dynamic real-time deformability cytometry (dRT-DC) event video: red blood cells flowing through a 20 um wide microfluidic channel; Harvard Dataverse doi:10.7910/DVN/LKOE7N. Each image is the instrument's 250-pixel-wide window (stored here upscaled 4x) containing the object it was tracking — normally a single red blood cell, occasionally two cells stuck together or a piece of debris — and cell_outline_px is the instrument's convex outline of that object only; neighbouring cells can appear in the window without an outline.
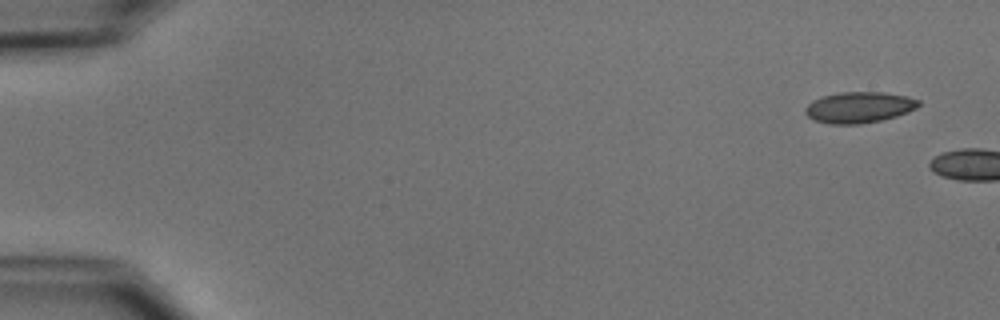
{"species": "common noctule bat (a hibernating species)", "species_latin": "Nyctalus noctula", "temperature_condition": "cold", "stored_images_in_passage": 4, "camera_frame_rate_fps": 3000, "um_per_image_px": 0.085, "animal": {"sex": "male", "body_mass_g": 15.6}, "frame": {"image": 1, "passage_image": 1, "time_ms": 0.0, "image_size_px": [1000, 320], "cell_outline_px": [[920, 104], [916, 108], [908, 112], [896, 116], [880, 120], [860, 124], [828, 124], [816, 120], [808, 116], [804, 112], [804, 108], [812, 100], [824, 96], [840, 92], [884, 92], [904, 96], [920, 100]], "centroid_in_image_um": [73.01, 9.12], "position_along_channel_um": 12.0, "area_um2": 20.4}}